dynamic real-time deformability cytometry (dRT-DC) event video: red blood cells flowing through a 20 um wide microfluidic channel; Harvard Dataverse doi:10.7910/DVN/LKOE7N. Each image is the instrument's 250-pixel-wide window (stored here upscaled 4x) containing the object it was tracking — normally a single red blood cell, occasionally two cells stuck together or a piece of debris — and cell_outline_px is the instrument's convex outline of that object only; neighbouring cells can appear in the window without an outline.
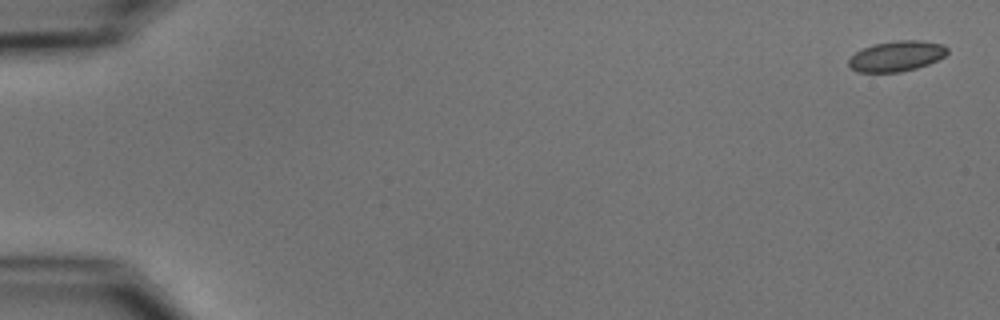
{"species": "common noctule bat (a hibernating species)", "species_latin": "Nyctalus noctula", "temperature_condition": "cold", "stored_images_in_passage": 14, "camera_frame_rate_fps": 3000, "um_per_image_px": 0.085, "animal": {"sex": "male", "body_mass_g": 15.6}, "frame": {"image": 1, "passage_image": 1, "time_ms": 0.0, "image_size_px": [1000, 320], "cell_outline_px": [[948, 52], [944, 56], [928, 64], [916, 68], [900, 72], [860, 72], [852, 68], [848, 64], [848, 60], [856, 52], [872, 44], [896, 40], [920, 40], [944, 44], [948, 48]], "centroid_in_image_um": [76.23, 4.76], "position_along_channel_um": 8.8, "area_um2": 17.46}}
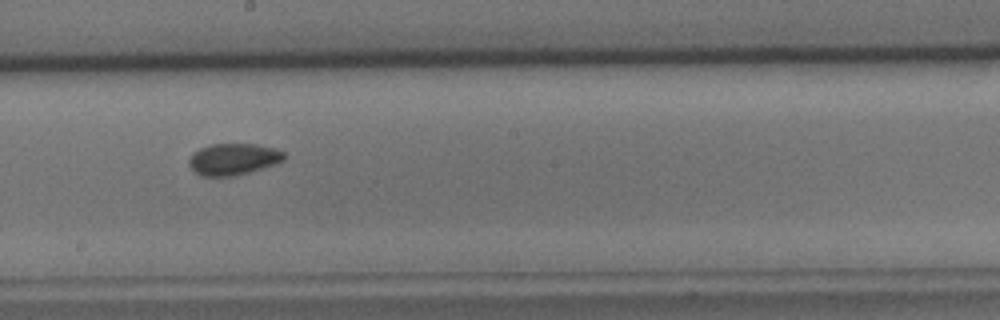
{"frame": {"image": 2, "passage_image": 9, "time_ms": 10.0, "image_size_px": [1000, 320], "cell_outline_px": [[284, 160], [264, 168], [236, 176], [200, 176], [188, 164], [188, 160], [192, 152], [200, 148], [212, 144], [256, 144], [276, 148], [284, 152]], "centroid_in_image_um": [19.82, 13.53], "position_along_channel_um": 228.4, "area_um2": 17.63}}
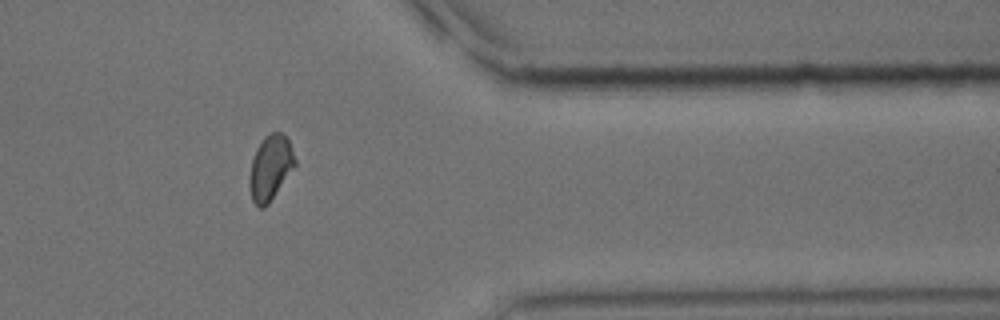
{"frame": {"image": 3, "passage_image": 13, "time_ms": 14.667, "image_size_px": [1000, 320], "cell_outline_px": [[296, 164], [268, 204], [264, 208], [260, 208], [252, 200], [248, 184], [248, 180], [252, 160], [256, 148], [264, 136], [272, 132], [280, 132], [288, 140], [296, 160]], "centroid_in_image_um": [22.95, 14.26], "position_along_channel_um": 388.4, "area_um2": 17.05}, "authors_computed_cell_mechanics": {"area_um2": 17.34, "velocity_mm_per_s": 3.7096, "shape_relaxation_time_tau1_ms": 4.6949, "shape_relaxation_time_tau2_ms": null, "deformation_change_tau1": 0.0926, "deformation_change_tau2": null}}